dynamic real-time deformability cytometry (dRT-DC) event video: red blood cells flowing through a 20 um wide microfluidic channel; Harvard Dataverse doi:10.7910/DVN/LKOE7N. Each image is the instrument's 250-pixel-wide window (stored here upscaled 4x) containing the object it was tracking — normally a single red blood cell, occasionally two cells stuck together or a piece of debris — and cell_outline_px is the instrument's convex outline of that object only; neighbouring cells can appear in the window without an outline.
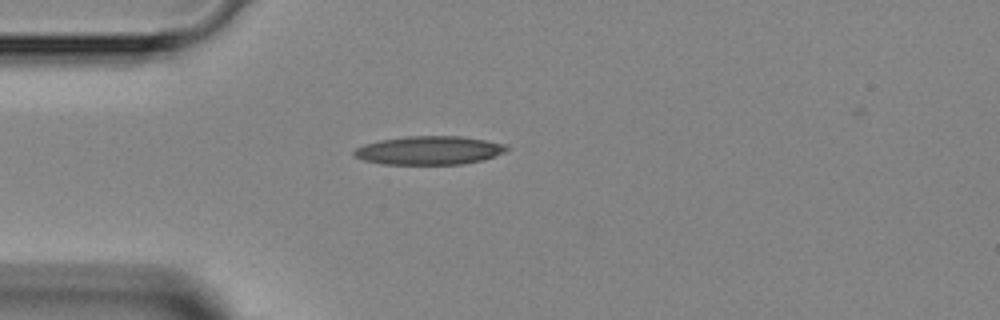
{"species": "Egyptian fruit bat (a non-hibernating species)", "species_latin": "Rousettus aegyptiacus", "temperature_condition": "room temperature", "stored_images_in_passage": 2, "camera_frame_rate_fps": 3000, "um_per_image_px": 0.085, "animal": {"sex": "female"}, "frame": {"image": 1, "passage_image": 1, "time_ms": 0.0, "image_size_px": [1000, 320], "cell_outline_px": [[508, 148], [504, 152], [496, 156], [464, 164], [384, 164], [364, 160], [352, 156], [352, 152], [356, 148], [364, 144], [380, 140], [408, 136], [460, 136], [484, 140], [504, 144]], "centroid_in_image_um": [36.44, 12.78], "position_along_channel_um": 48.6, "area_um2": 25.26}}